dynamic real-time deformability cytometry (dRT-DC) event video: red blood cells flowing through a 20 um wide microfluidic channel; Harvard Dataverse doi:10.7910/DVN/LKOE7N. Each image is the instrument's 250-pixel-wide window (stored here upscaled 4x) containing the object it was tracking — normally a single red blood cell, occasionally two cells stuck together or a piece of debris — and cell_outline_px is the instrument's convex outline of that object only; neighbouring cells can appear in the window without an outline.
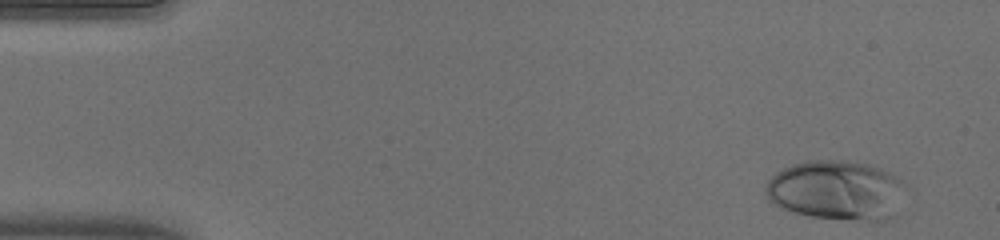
{"species": "human", "species_latin": "Homo sapiens", "temperature_condition": "warm", "stored_images_in_passage": 49, "camera_frame_rate_fps": 3000, "um_per_image_px": 0.085, "donor": {"sex": "male"}, "frame": {"image": 1, "passage_image": 2, "time_ms": 0.333, "image_size_px": [1000, 240], "cell_outline_px": [[908, 188], [888, 216], [880, 220], [848, 220], [808, 216], [780, 208], [768, 200], [764, 192], [764, 188], [768, 180], [776, 172], [792, 164], [804, 160], [844, 160], [868, 164], [880, 168], [896, 176], [908, 184]], "centroid_in_image_um": [71.04, 16.15], "position_along_channel_um": 14.0, "area_um2": 48.73}}
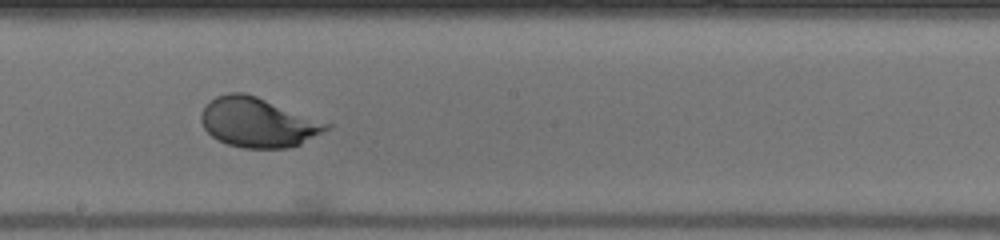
{"frame": {"image": 2, "passage_image": 27, "time_ms": 8.667, "image_size_px": [1000, 240], "cell_outline_px": [[332, 128], [300, 144], [288, 148], [240, 148], [228, 144], [212, 136], [204, 128], [200, 120], [200, 112], [204, 104], [208, 100], [216, 96], [228, 92], [244, 92], [256, 96], [332, 124]], "centroid_in_image_um": [21.9, 10.4], "position_along_channel_um": 226.3, "area_um2": 36.41}}
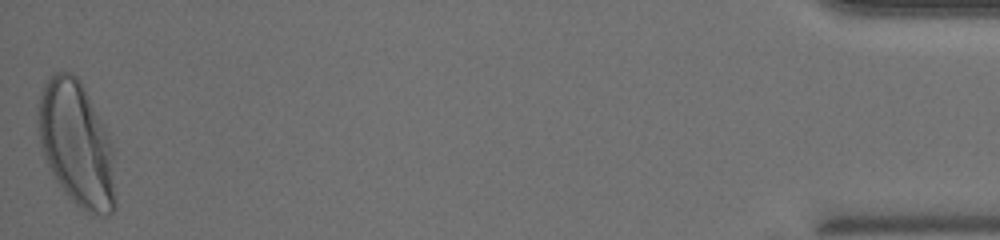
{"frame": {"image": 3, "passage_image": 49, "time_ms": 16.0, "image_size_px": [1000, 240], "cell_outline_px": [[116, 208], [112, 212], [104, 216], [88, 212], [80, 208], [64, 192], [56, 180], [44, 156], [40, 144], [36, 120], [36, 108], [40, 92], [48, 76], [56, 72], [72, 72], [80, 80], [112, 144], [116, 200]], "centroid_in_image_um": [6.48, 12.24], "position_along_channel_um": 428.7, "area_um2": 56.3}, "authors_computed_cell_mechanics": {"area_um2": 40.1132, "velocity_mm_per_s": 4.0454, "shape_relaxation_time_tau1_ms": 2.0371, "shape_relaxation_time_tau2_ms": null, "deformation_change_tau1": 0.2043, "deformation_change_tau2": null}}